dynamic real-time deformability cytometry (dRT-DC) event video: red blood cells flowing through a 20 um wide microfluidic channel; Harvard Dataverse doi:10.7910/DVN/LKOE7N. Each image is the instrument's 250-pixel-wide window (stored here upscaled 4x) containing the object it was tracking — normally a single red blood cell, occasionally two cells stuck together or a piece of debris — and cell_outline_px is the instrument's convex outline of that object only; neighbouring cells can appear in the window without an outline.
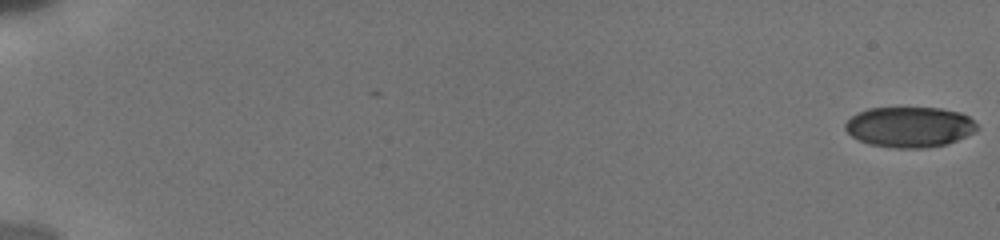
{"species": "human", "species_latin": "Homo sapiens", "temperature_condition": "cold", "stored_images_in_passage": 23, "camera_frame_rate_fps": 3000, "um_per_image_px": 0.085, "donor": {"sex": "male"}, "frame": {"image": 1, "passage_image": 1, "time_ms": 0.0, "image_size_px": [1000, 240], "cell_outline_px": [[980, 128], [976, 132], [948, 144], [928, 148], [892, 148], [868, 144], [852, 136], [844, 128], [844, 124], [856, 112], [868, 108], [940, 108], [960, 112], [968, 116]], "centroid_in_image_um": [77.33, 10.8], "position_along_channel_um": 7.7, "area_um2": 31.39}}
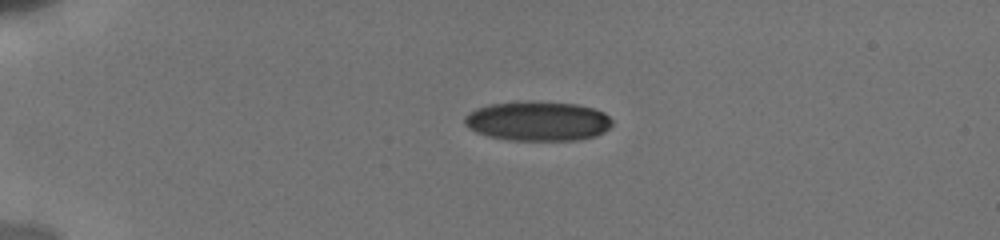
{"frame": {"image": 2, "passage_image": 14, "time_ms": 4.667, "image_size_px": [1000, 240], "cell_outline_px": [[612, 124], [604, 132], [596, 136], [580, 140], [508, 140], [488, 136], [476, 132], [468, 128], [464, 124], [464, 116], [468, 112], [476, 108], [488, 104], [528, 100], [532, 100], [576, 104], [592, 108], [604, 112], [612, 120]], "centroid_in_image_um": [45.68, 10.28], "position_along_channel_um": 39.3, "area_um2": 34.51}}
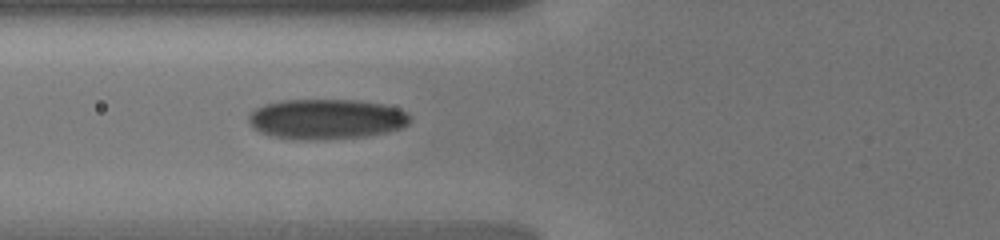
{"frame": {"image": 3, "passage_image": 23, "time_ms": 7.667, "image_size_px": [1000, 240], "cell_outline_px": [[412, 116], [408, 124], [404, 128], [388, 132], [368, 136], [312, 140], [308, 140], [272, 136], [260, 132], [252, 128], [248, 120], [248, 116], [256, 108], [264, 104], [280, 100], [360, 100], [384, 104], [400, 108], [408, 112]], "centroid_in_image_um": [27.79, 10.11], "position_along_channel_um": 98.0, "area_um2": 38.21}}